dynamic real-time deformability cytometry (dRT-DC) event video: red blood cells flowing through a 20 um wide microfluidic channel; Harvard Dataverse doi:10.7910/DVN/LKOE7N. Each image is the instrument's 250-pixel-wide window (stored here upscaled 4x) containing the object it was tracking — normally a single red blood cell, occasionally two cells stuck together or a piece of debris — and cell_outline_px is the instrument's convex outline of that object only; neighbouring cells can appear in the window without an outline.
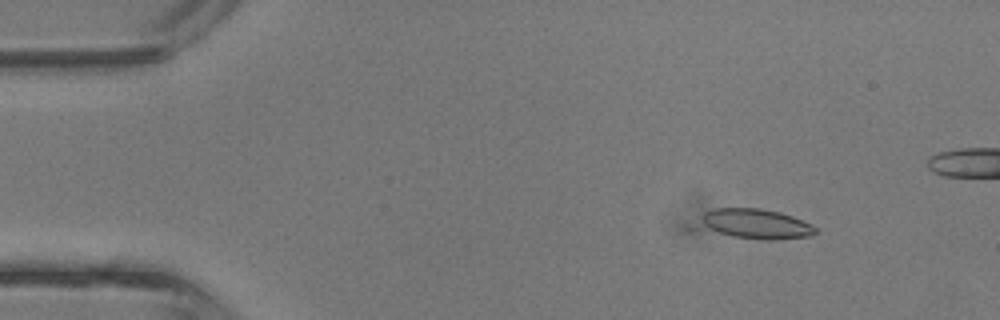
{"species": "common noctule bat (a hibernating species)", "species_latin": "Nyctalus noctula", "temperature_condition": "room temperature", "stored_images_in_passage": 34, "camera_frame_rate_fps": 3000, "um_per_image_px": 0.085, "animal": {"sex": "male", "body_mass_g": 13.3}, "frame": {"image": 1, "passage_image": 5, "time_ms": 1.333, "image_size_px": [1000, 320], "cell_outline_px": [[816, 232], [812, 236], [772, 240], [768, 240], [732, 236], [684, 228], [688, 224], [704, 212], [716, 208], [760, 208], [780, 212], [792, 216], [812, 224], [816, 228]], "centroid_in_image_um": [63.93, 19.04], "position_along_channel_um": 21.1, "area_um2": 21.56}}
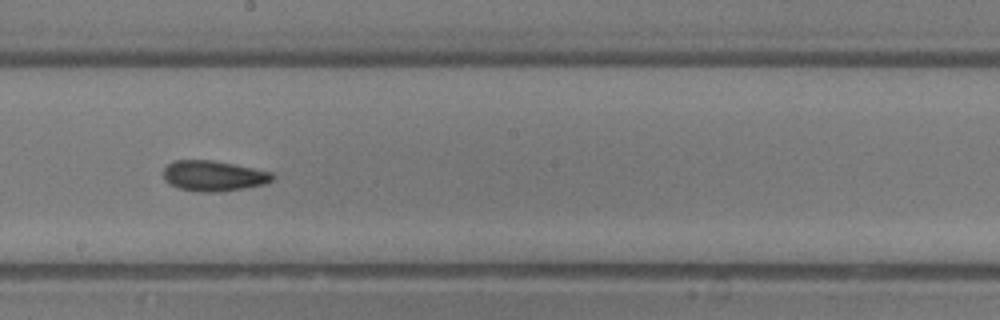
{"frame": {"image": 2, "passage_image": 23, "time_ms": 7.333, "image_size_px": [1000, 320], "cell_outline_px": [[276, 176], [272, 180], [264, 184], [244, 188], [220, 192], [200, 192], [180, 188], [168, 184], [164, 180], [164, 168], [172, 160], [212, 160], [272, 172]], "centroid_in_image_um": [18.13, 14.95], "position_along_channel_um": 230.1, "area_um2": 19.36}}
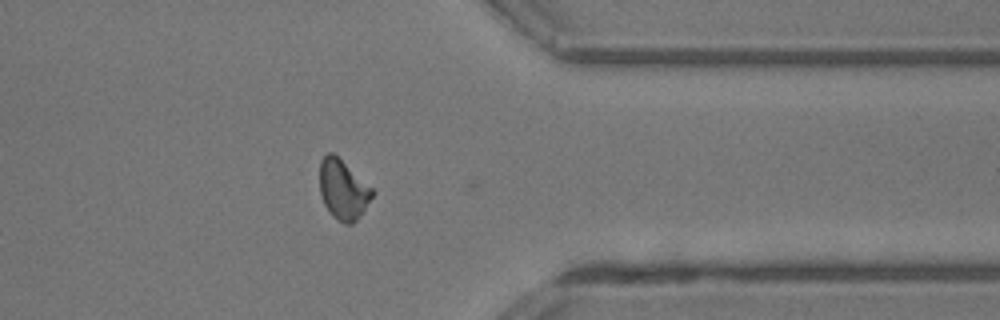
{"frame": {"image": 3, "passage_image": 33, "time_ms": 10.667, "image_size_px": [1000, 320], "cell_outline_px": [[376, 192], [356, 220], [352, 224], [344, 224], [332, 216], [324, 204], [320, 192], [320, 160], [328, 152], [332, 152], [372, 188]], "centroid_in_image_um": [29.15, 16.13], "position_along_channel_um": 382.3, "area_um2": 18.03}, "authors_computed_cell_mechanics": {"area_um2": 18.8717, "velocity_mm_per_s": 4.8938, "shape_relaxation_time_tau1_ms": null, "shape_relaxation_time_tau2_ms": 6.6161, "deformation_change_tau1": null, "deformation_change_tau2": 0.0823}}